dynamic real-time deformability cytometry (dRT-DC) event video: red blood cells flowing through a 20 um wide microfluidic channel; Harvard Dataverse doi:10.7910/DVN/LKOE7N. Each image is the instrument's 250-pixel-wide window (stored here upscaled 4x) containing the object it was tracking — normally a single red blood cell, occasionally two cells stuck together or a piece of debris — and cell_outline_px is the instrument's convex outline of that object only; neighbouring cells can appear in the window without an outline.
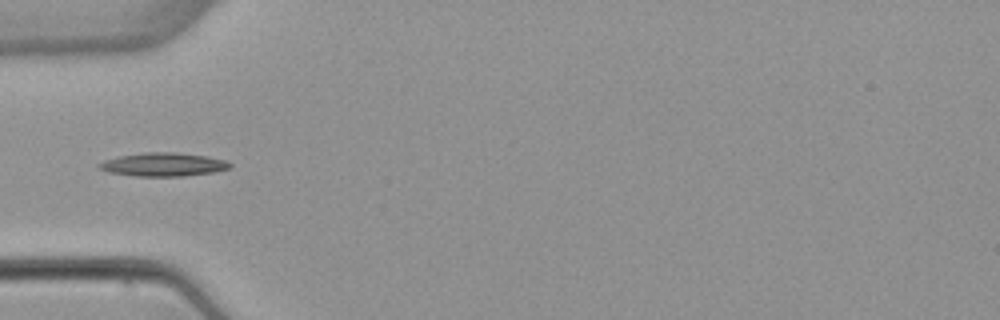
{"species": "common noctule bat (a hibernating species)", "species_latin": "Nyctalus noctula", "temperature_condition": "warm", "stored_images_in_passage": 4, "segment_of_instrument_passage": [2, 2], "camera_frame_rate_fps": 3000, "um_per_image_px": 0.085, "animal": {"sex": "female", "body_mass_g": 22.7, "forearm_length_mm": 54.2}, "frame": {"image": 1, "passage_image": 4, "time_ms": 4.333, "image_size_px": [1000, 320], "cell_outline_px": [[232, 168], [212, 172], [184, 176], [136, 176], [108, 172], [100, 168], [96, 164], [104, 160], [120, 156], [144, 152], [176, 152], [208, 156], [228, 160], [232, 164]], "centroid_in_image_um": [13.92, 13.97], "position_along_channel_um": 71.1, "area_um2": 18.03}}